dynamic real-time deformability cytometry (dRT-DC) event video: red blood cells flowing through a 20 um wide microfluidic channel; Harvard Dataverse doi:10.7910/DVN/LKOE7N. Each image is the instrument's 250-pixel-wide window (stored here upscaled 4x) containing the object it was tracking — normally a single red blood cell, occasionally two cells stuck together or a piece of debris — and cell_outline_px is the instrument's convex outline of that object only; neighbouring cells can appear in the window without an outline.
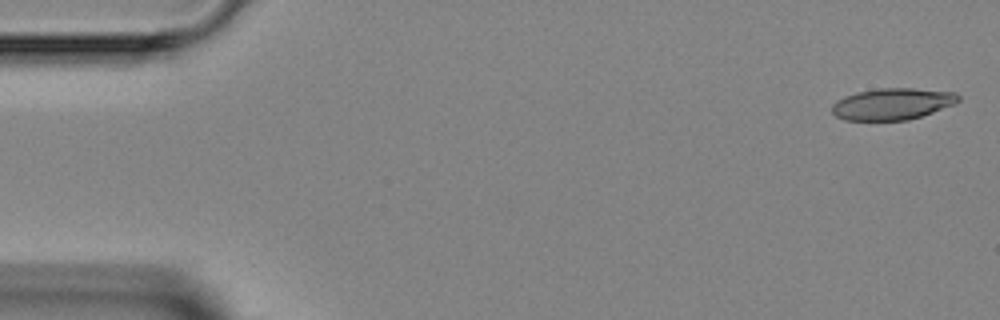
{"species": "Egyptian fruit bat (a non-hibernating species)", "species_latin": "Rousettus aegyptiacus", "temperature_condition": "room temperature", "stored_images_in_passage": 4, "camera_frame_rate_fps": 3000, "um_per_image_px": 0.085, "animal": {"sex": "female"}, "frame": {"image": 1, "passage_image": 1, "time_ms": 0.0, "image_size_px": [1000, 320], "cell_outline_px": [[960, 100], [956, 104], [908, 120], [844, 120], [836, 116], [832, 112], [832, 104], [836, 100], [844, 96], [856, 92], [880, 88], [912, 88], [956, 92], [960, 96]], "centroid_in_image_um": [75.86, 8.83], "position_along_channel_um": 9.1, "area_um2": 23.35}}
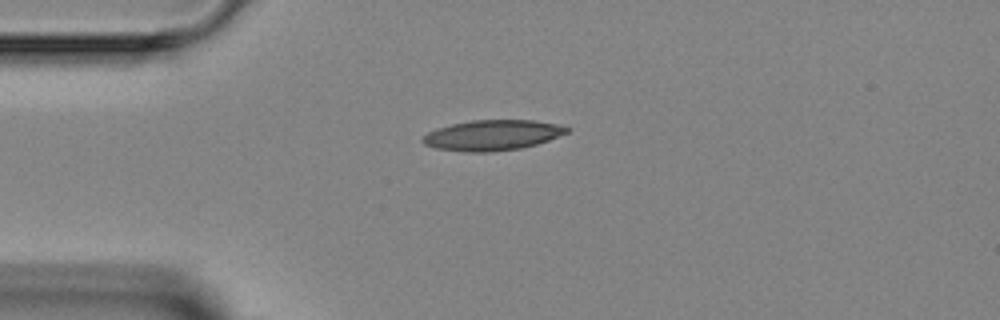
{"frame": {"image": 2, "passage_image": 4, "time_ms": 3.333, "image_size_px": [1000, 320], "cell_outline_px": [[568, 132], [548, 140], [536, 144], [520, 148], [488, 152], [464, 152], [436, 148], [424, 144], [420, 140], [428, 132], [436, 128], [452, 124], [472, 120], [536, 120], [556, 124], [568, 128]], "centroid_in_image_um": [41.81, 11.49], "position_along_channel_um": 43.2, "area_um2": 25.37}}